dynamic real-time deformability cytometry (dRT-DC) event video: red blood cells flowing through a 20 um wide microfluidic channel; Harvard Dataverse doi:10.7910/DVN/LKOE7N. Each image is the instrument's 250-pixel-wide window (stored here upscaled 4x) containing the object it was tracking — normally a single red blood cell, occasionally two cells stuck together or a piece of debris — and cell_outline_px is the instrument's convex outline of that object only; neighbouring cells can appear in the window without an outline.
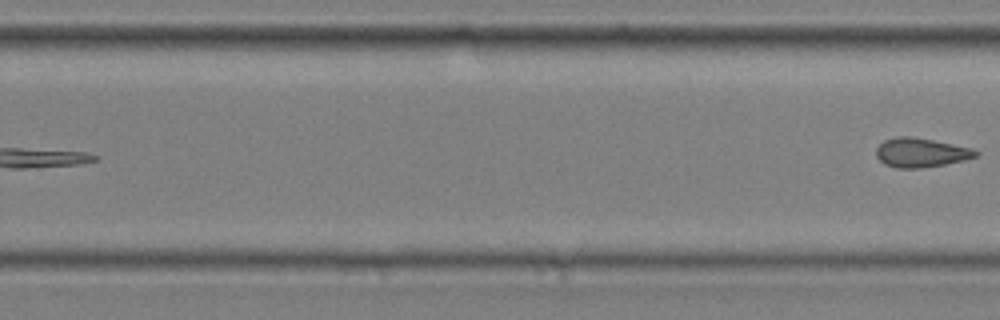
{"species": "common noctule bat (a hibernating species)", "species_latin": "Nyctalus noctula", "temperature_condition": "cold", "stored_images_in_passage": 9, "segment_of_instrument_passage": [2, 2], "camera_frame_rate_fps": 3000, "um_per_image_px": 0.085, "animal": {"sex": "male", "body_mass_g": 20.4}, "frame": {"image": 1, "passage_image": 9, "time_ms": 2.667, "image_size_px": [1000, 320], "cell_outline_px": [[980, 152], [976, 156], [964, 160], [944, 164], [920, 168], [896, 168], [884, 164], [876, 156], [876, 148], [884, 140], [896, 136], [908, 136], [932, 140], [972, 148]], "centroid_in_image_um": [78.25, 12.97], "position_along_channel_um": 251.6, "area_um2": 16.82}}